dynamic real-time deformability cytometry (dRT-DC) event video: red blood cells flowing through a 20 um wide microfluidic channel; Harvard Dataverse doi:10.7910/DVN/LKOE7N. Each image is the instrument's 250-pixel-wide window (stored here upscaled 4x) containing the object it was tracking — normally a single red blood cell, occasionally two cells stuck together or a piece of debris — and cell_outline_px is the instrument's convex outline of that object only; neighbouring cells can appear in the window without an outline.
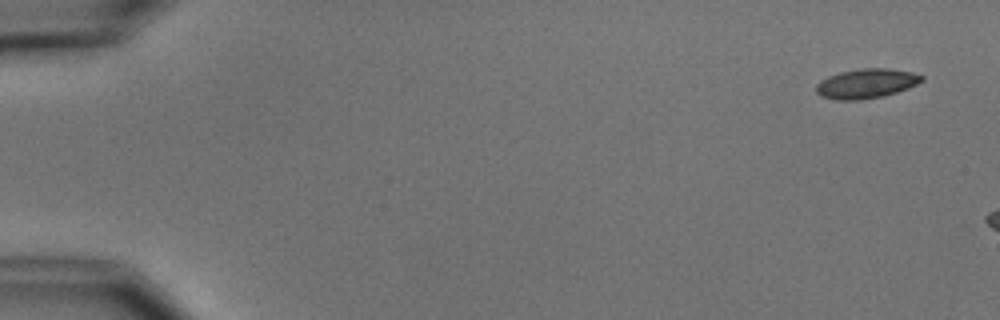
{"species": "common noctule bat (a hibernating species)", "species_latin": "Nyctalus noctula", "temperature_condition": "cold", "stored_images_in_passage": 3, "camera_frame_rate_fps": 3000, "um_per_image_px": 0.085, "animal": {"sex": "male", "body_mass_g": 15.6}, "frame": {"image": 1, "passage_image": 1, "time_ms": 0.0, "image_size_px": [1000, 320], "cell_outline_px": [[924, 80], [908, 88], [884, 96], [860, 100], [836, 100], [820, 96], [816, 92], [816, 84], [820, 80], [828, 76], [840, 72], [864, 68], [888, 68], [912, 72], [924, 76]], "centroid_in_image_um": [73.62, 7.1], "position_along_channel_um": 11.4, "area_um2": 18.26}}